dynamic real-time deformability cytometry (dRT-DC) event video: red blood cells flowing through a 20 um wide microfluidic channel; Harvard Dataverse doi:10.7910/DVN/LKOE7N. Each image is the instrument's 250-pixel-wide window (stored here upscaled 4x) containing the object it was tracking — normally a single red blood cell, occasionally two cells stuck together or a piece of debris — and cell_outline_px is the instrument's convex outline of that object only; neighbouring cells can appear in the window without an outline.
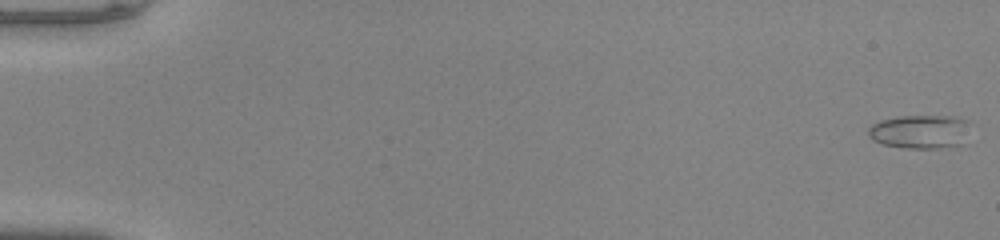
{"species": "common noctule bat (a hibernating species)", "species_latin": "Nyctalus noctula", "temperature_condition": "warm", "stored_images_in_passage": 52, "camera_frame_rate_fps": 3000, "um_per_image_px": 0.085, "animal": {"sex": "male", "body_mass_g": 20.0, "forearm_length_mm": 53.3}, "frame": {"image": 1, "passage_image": 1, "time_ms": 0.0, "image_size_px": [1000, 240], "cell_outline_px": [[968, 120], [960, 144], [956, 148], [904, 148], [884, 144], [872, 140], [868, 136], [868, 128], [872, 124], [880, 120], [896, 116], [960, 116]], "centroid_in_image_um": [78.15, 11.19], "position_along_channel_um": 6.9, "area_um2": 20.06}}
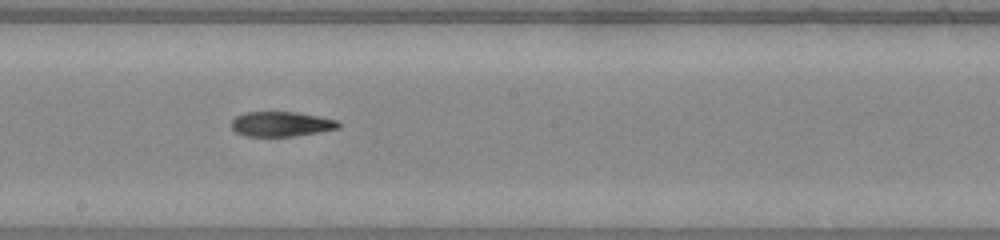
{"frame": {"image": 2, "passage_image": 30, "time_ms": 9.667, "image_size_px": [1000, 240], "cell_outline_px": [[340, 128], [320, 132], [292, 136], [244, 136], [236, 132], [232, 128], [232, 120], [236, 116], [244, 112], [296, 112], [320, 116], [336, 120], [340, 124]], "centroid_in_image_um": [23.91, 10.54], "position_along_channel_um": 224.3, "area_um2": 15.55}}
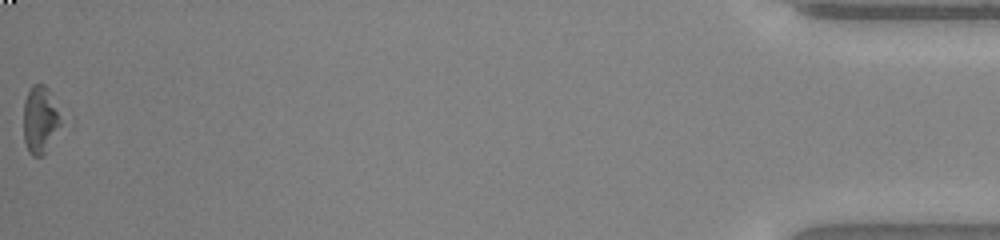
{"frame": {"image": 3, "passage_image": 52, "time_ms": 17.0, "image_size_px": [1000, 240], "cell_outline_px": [[64, 124], [44, 152], [40, 156], [32, 156], [28, 152], [24, 140], [24, 100], [32, 84], [44, 84], [48, 88]], "centroid_in_image_um": [3.42, 10.17], "position_along_channel_um": 431.8, "area_um2": 14.74}, "authors_computed_cell_mechanics": {"area_um2": 16.2418, "velocity_mm_per_s": 4.0874, "shape_relaxation_time_tau1_ms": null, "shape_relaxation_time_tau2_ms": 10.5038, "deformation_change_tau1": null, "deformation_change_tau2": 0.2403}}